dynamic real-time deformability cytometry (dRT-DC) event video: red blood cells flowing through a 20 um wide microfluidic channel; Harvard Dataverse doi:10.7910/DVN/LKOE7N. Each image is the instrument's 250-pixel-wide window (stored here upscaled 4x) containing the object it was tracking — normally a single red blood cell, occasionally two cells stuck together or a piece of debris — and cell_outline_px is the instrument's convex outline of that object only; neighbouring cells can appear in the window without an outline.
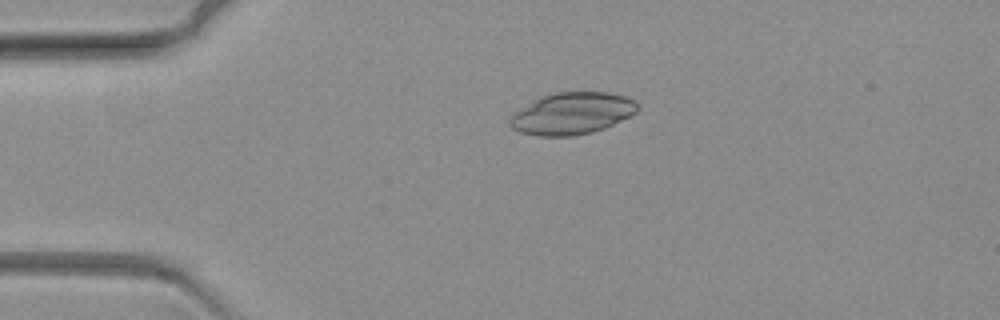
{"species": "common noctule bat (a hibernating species)", "species_latin": "Nyctalus noctula", "temperature_condition": "warm", "stored_images_in_passage": 51, "camera_frame_rate_fps": 3000, "um_per_image_px": 0.085, "animal": {"sex": "female", "body_mass_g": 19.3, "forearm_length_mm": 54.1}, "frame": {"image": 1, "passage_image": 1, "time_ms": 0.0, "image_size_px": [1000, 320], "cell_outline_px": [[636, 112], [604, 128], [592, 132], [572, 136], [540, 136], [520, 132], [512, 128], [508, 124], [508, 120], [516, 112], [536, 100], [544, 96], [556, 92], [608, 92], [628, 96], [636, 104]], "centroid_in_image_um": [48.61, 9.65], "position_along_channel_um": 36.4, "area_um2": 30.58}}
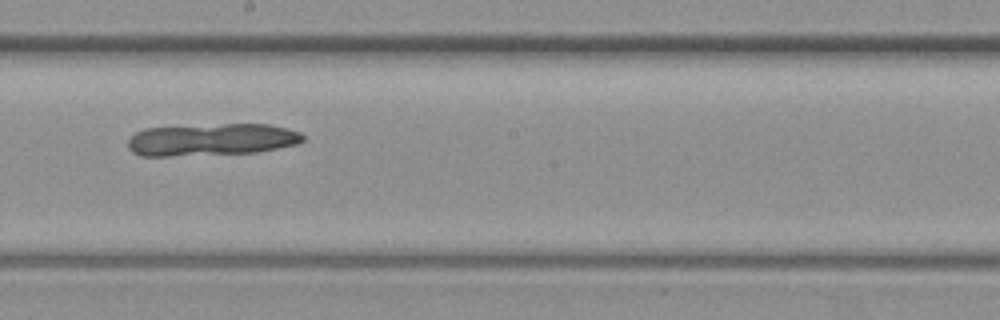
{"frame": {"image": 2, "passage_image": 24, "time_ms": 7.667, "image_size_px": [1000, 320], "cell_outline_px": [[304, 140], [296, 144], [256, 152], [168, 156], [140, 156], [132, 152], [128, 148], [128, 140], [136, 132], [144, 128], [224, 124], [268, 124], [288, 128], [300, 132], [304, 136]], "centroid_in_image_um": [17.97, 11.86], "position_along_channel_um": 230.2, "area_um2": 32.71}}
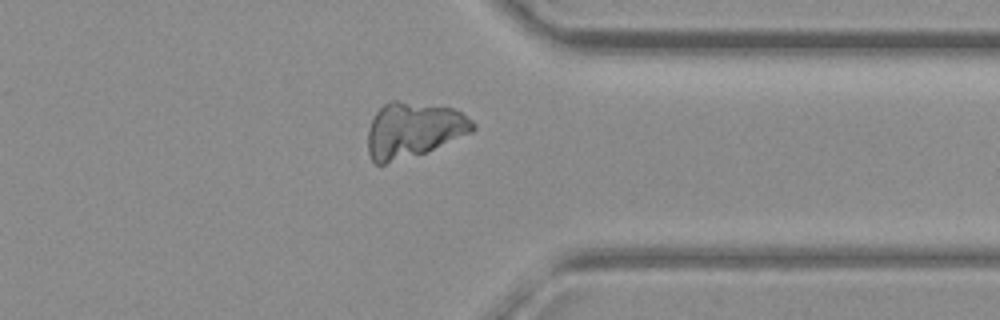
{"frame": {"image": 3, "passage_image": 39, "time_ms": 12.667, "image_size_px": [1000, 320], "cell_outline_px": [[476, 128], [472, 132], [424, 152], [384, 164], [376, 164], [372, 160], [368, 152], [368, 128], [376, 112], [384, 104], [392, 100], [396, 100], [456, 108], [472, 120], [476, 124]], "centroid_in_image_um": [35.14, 11.02], "position_along_channel_um": 376.3, "area_um2": 33.58}}